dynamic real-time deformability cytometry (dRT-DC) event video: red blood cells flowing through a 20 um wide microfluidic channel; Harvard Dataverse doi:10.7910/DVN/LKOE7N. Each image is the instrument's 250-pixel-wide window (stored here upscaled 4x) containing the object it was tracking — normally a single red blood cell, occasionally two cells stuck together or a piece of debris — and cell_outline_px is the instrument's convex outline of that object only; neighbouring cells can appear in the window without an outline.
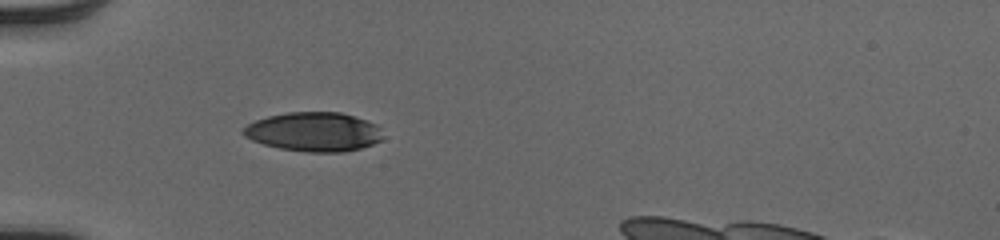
{"species": "human", "species_latin": "Homo sapiens", "temperature_condition": "cold", "stored_images_in_passage": 34, "camera_frame_rate_fps": 3000, "um_per_image_px": 0.085, "donor": {"sex": "male"}, "frame": {"image": 1, "passage_image": 1, "time_ms": 0.0, "image_size_px": [1000, 240], "cell_outline_px": [[380, 140], [372, 144], [360, 148], [344, 152], [308, 152], [280, 148], [264, 144], [252, 140], [244, 136], [240, 132], [248, 124], [256, 120], [268, 116], [288, 112], [340, 112], [376, 124], [380, 128]], "centroid_in_image_um": [26.64, 11.2], "position_along_channel_um": 58.4, "area_um2": 31.56}}
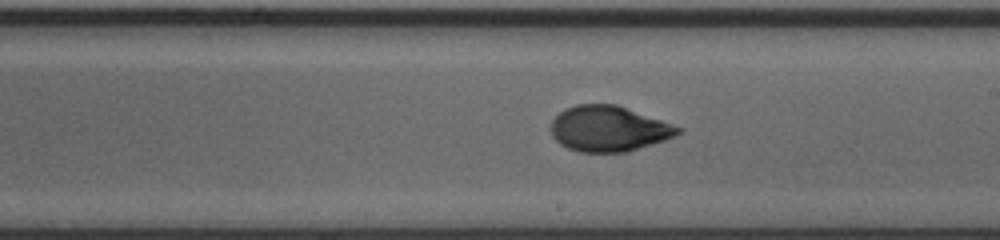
{"frame": {"image": 2, "passage_image": 15, "time_ms": 4.667, "image_size_px": [1000, 240], "cell_outline_px": [[684, 132], [664, 140], [628, 152], [580, 152], [568, 148], [560, 144], [552, 136], [548, 128], [552, 120], [564, 108], [576, 104], [616, 104], [684, 128]], "centroid_in_image_um": [51.72, 10.94], "position_along_channel_um": 237.3, "area_um2": 33.99}}
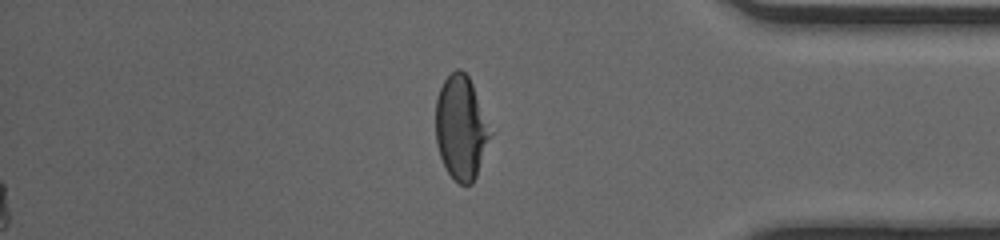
{"frame": {"image": 3, "passage_image": 28, "time_ms": 9.0, "image_size_px": [1000, 240], "cell_outline_px": [[488, 136], [476, 176], [472, 184], [460, 184], [448, 172], [440, 156], [436, 144], [436, 100], [440, 88], [444, 80], [456, 68], [460, 68], [468, 76], [472, 84]], "centroid_in_image_um": [39.09, 10.85], "position_along_channel_um": 396.1, "area_um2": 31.21}}